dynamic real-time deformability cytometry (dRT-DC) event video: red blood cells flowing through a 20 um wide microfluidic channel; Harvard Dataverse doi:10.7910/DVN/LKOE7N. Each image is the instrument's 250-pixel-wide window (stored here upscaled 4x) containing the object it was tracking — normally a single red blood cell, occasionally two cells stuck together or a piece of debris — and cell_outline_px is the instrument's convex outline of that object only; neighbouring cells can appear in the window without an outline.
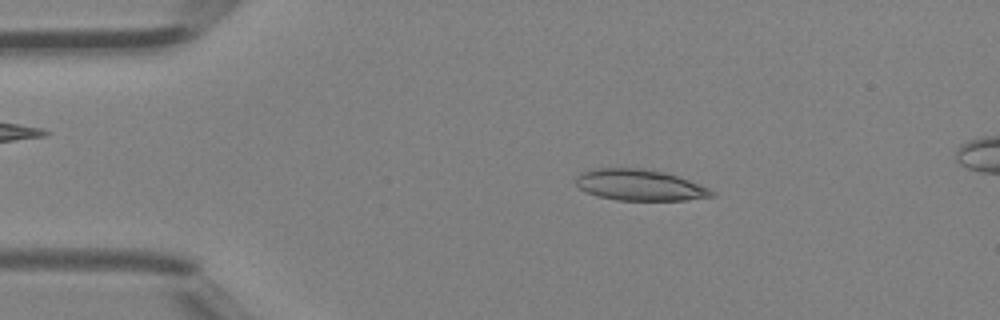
{"species": "Egyptian fruit bat (a non-hibernating species)", "species_latin": "Rousettus aegyptiacus", "temperature_condition": "room temperature", "stored_images_in_passage": 3, "camera_frame_rate_fps": 3000, "um_per_image_px": 0.085, "animal": {"sex": "female"}, "frame": {"image": 1, "passage_image": 1, "time_ms": 0.0, "image_size_px": [1000, 320], "cell_outline_px": [[716, 196], [688, 200], [616, 200], [596, 196], [580, 188], [576, 184], [576, 176], [580, 172], [592, 168], [644, 168], [664, 172], [700, 184], [716, 192]], "centroid_in_image_um": [54.37, 15.73], "position_along_channel_um": 30.6, "area_um2": 24.8}}